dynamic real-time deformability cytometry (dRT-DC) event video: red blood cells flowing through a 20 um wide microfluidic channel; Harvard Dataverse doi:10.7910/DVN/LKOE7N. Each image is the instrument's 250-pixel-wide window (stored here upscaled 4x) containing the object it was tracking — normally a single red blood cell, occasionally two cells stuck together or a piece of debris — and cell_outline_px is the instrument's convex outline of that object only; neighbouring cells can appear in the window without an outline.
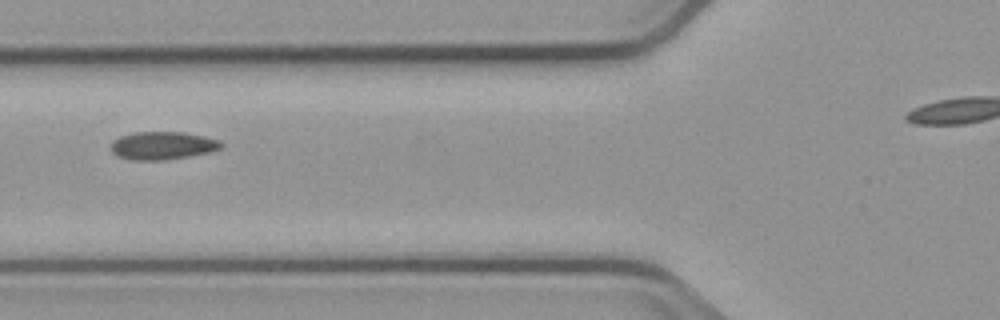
{"species": "common noctule bat (a hibernating species)", "species_latin": "Nyctalus noctula", "temperature_condition": "cold", "stored_images_in_passage": 7, "segment_of_instrument_passage": [1, 2], "camera_frame_rate_fps": 3000, "um_per_image_px": 0.085, "animal": {"sex": "male", "body_mass_g": 23.1, "forearm_length_mm": 52.7}, "frame": {"image": 1, "passage_image": 4, "time_ms": 3.667, "image_size_px": [1000, 320], "cell_outline_px": [[224, 148], [212, 152], [164, 160], [132, 160], [116, 156], [112, 152], [112, 140], [120, 136], [132, 132], [184, 132], [204, 136], [220, 140], [224, 144]], "centroid_in_image_um": [13.85, 12.37], "position_along_channel_um": 111.9, "area_um2": 18.21}}
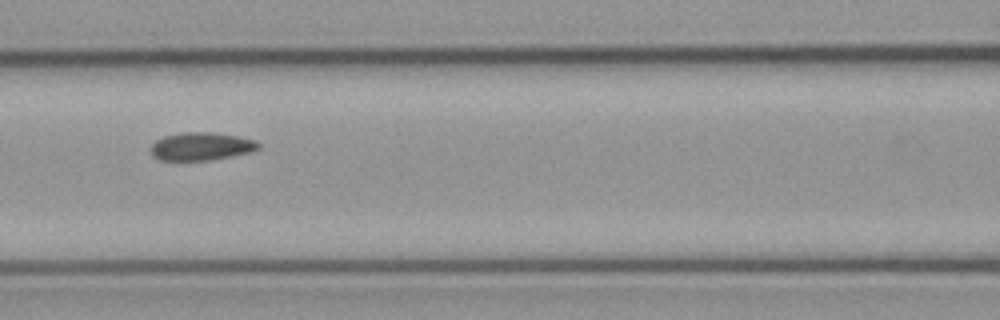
{"frame": {"image": 2, "passage_image": 5, "time_ms": 4.667, "image_size_px": [1000, 320], "cell_outline_px": [[260, 148], [252, 152], [208, 160], [160, 160], [152, 156], [152, 144], [156, 140], [164, 136], [184, 132], [212, 132], [236, 136], [256, 140], [260, 144]], "centroid_in_image_um": [17.12, 12.44], "position_along_channel_um": 149.5, "area_um2": 17.46}}
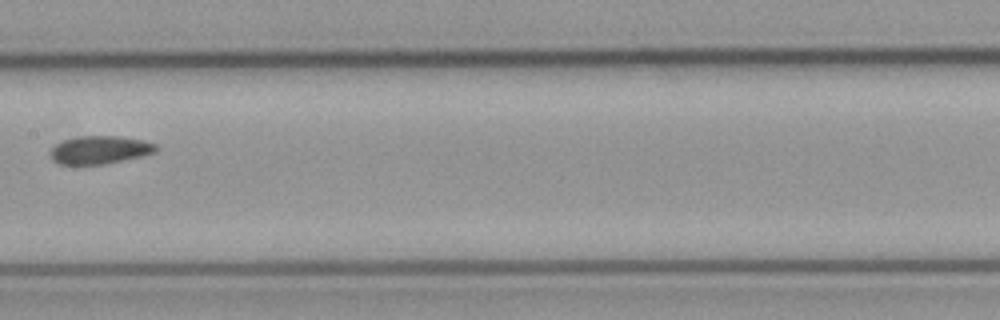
{"frame": {"image": 3, "passage_image": 6, "time_ms": 6.0, "image_size_px": [1000, 320], "cell_outline_px": [[160, 148], [156, 152], [144, 156], [104, 164], [60, 164], [52, 160], [48, 152], [56, 144], [64, 140], [80, 136], [116, 136], [144, 140], [156, 144]], "centroid_in_image_um": [8.51, 12.74], "position_along_channel_um": 198.9, "area_um2": 17.4}}